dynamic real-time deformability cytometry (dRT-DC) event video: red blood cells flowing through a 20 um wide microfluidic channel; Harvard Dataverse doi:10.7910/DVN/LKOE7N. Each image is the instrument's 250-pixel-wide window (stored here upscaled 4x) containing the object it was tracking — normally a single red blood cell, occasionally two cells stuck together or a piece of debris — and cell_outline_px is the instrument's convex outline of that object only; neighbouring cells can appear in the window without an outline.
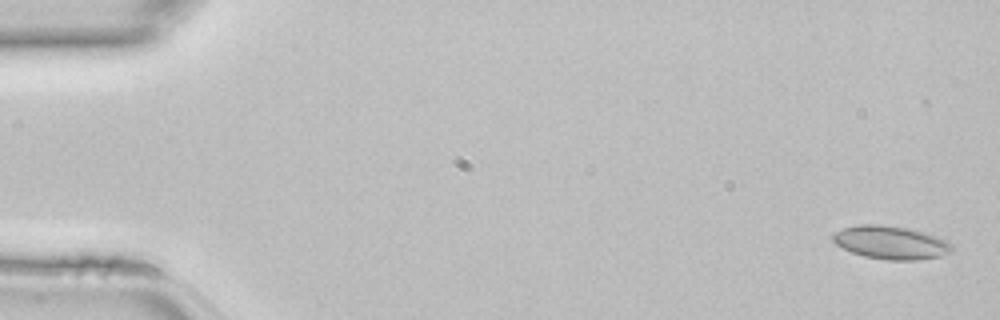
{"species": "common noctule bat (a hibernating species)", "species_latin": "Nyctalus noctula", "temperature_condition": "room temperature", "stored_images_in_passage": 46, "camera_frame_rate_fps": 3000, "um_per_image_px": 0.085, "animal": {"sex": "female", "body_mass_g": 22.7, "forearm_length_mm": 54.2}, "frame": {"image": 1, "passage_image": 2, "time_ms": 0.333, "image_size_px": [1000, 320], "cell_outline_px": [[952, 252], [940, 256], [916, 260], [884, 260], [864, 256], [852, 252], [836, 244], [832, 240], [832, 236], [836, 232], [844, 228], [856, 224], [880, 224], [908, 228], [924, 232], [936, 236], [952, 244]], "centroid_in_image_um": [75.72, 20.61], "position_along_channel_um": 9.3, "area_um2": 23.0}}
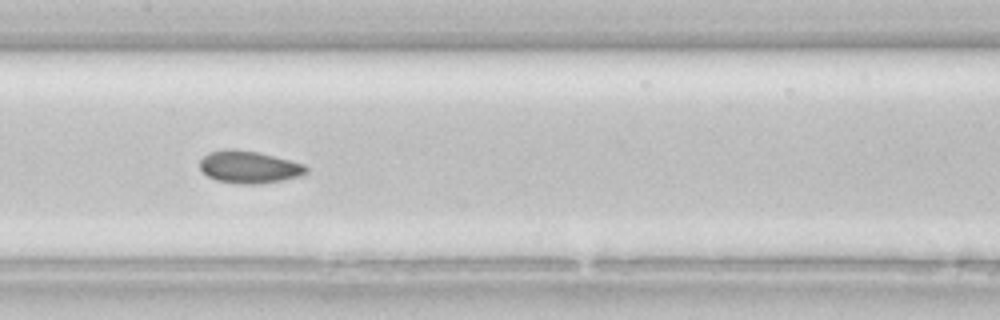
{"frame": {"image": 2, "passage_image": 23, "time_ms": 7.333, "image_size_px": [1000, 320], "cell_outline_px": [[308, 172], [300, 176], [260, 184], [244, 184], [216, 180], [208, 176], [200, 168], [200, 160], [208, 152], [228, 148], [232, 148], [256, 152], [304, 164], [308, 168]], "centroid_in_image_um": [21.15, 14.19], "position_along_channel_um": 186.2, "area_um2": 19.83}}
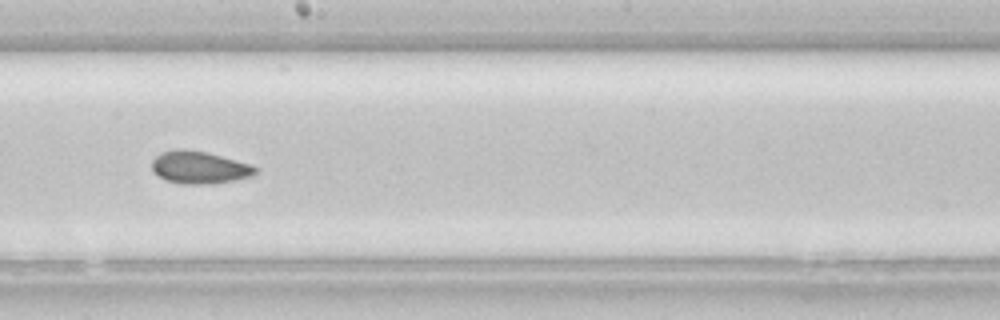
{"frame": {"image": 3, "passage_image": 26, "time_ms": 8.333, "image_size_px": [1000, 320], "cell_outline_px": [[256, 172], [252, 176], [212, 184], [184, 184], [164, 180], [152, 172], [152, 160], [160, 152], [176, 148], [184, 148], [208, 152], [252, 164], [256, 168]], "centroid_in_image_um": [16.9, 14.21], "position_along_channel_um": 231.3, "area_um2": 19.88}}